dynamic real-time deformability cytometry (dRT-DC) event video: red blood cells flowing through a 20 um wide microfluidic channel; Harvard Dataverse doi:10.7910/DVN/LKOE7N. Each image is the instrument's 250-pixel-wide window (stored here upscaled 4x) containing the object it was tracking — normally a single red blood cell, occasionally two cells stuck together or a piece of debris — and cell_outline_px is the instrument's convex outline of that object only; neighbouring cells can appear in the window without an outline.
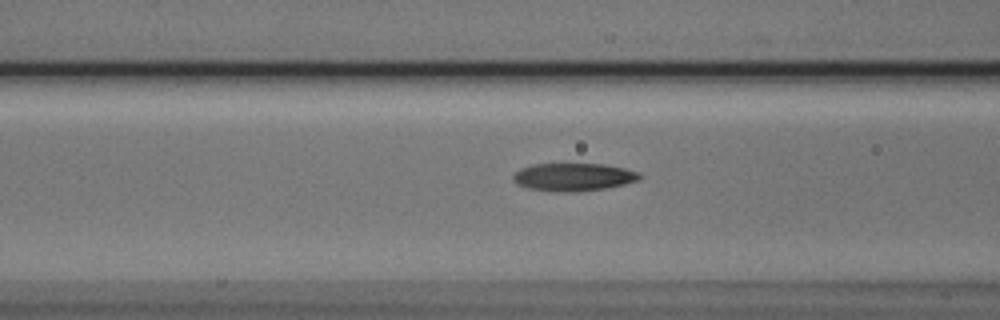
{"species": "Egyptian fruit bat (a non-hibernating species)", "species_latin": "Rousettus aegyptiacus", "temperature_condition": "cold", "stored_images_in_passage": 37, "camera_frame_rate_fps": 3000, "um_per_image_px": 0.085, "animal": {"sex": "male"}, "frame": {"image": 1, "passage_image": 6, "time_ms": 1.667, "image_size_px": [1000, 320], "cell_outline_px": [[644, 176], [640, 180], [608, 188], [576, 192], [560, 192], [528, 188], [516, 184], [512, 180], [512, 176], [520, 168], [532, 164], [604, 164], [624, 168], [640, 172]], "centroid_in_image_um": [48.77, 15.05], "position_along_channel_um": 117.8, "area_um2": 20.81}}
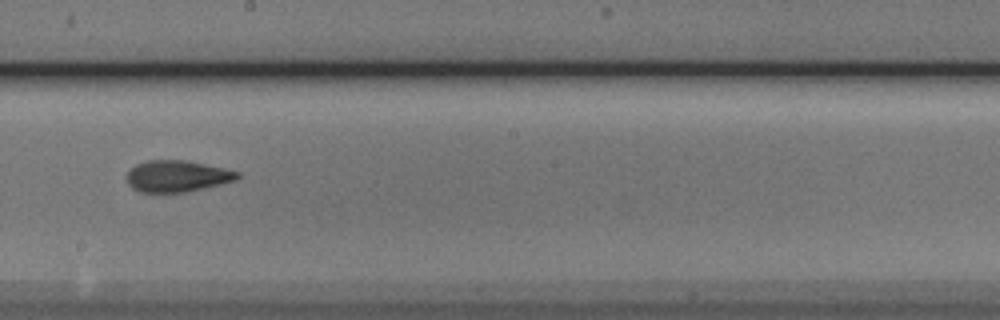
{"frame": {"image": 2, "passage_image": 15, "time_ms": 4.667, "image_size_px": [1000, 320], "cell_outline_px": [[240, 176], [236, 180], [188, 192], [140, 192], [132, 188], [128, 184], [128, 172], [136, 164], [148, 160], [184, 160], [224, 168], [240, 172]], "centroid_in_image_um": [15.06, 14.97], "position_along_channel_um": 233.1, "area_um2": 20.17}}
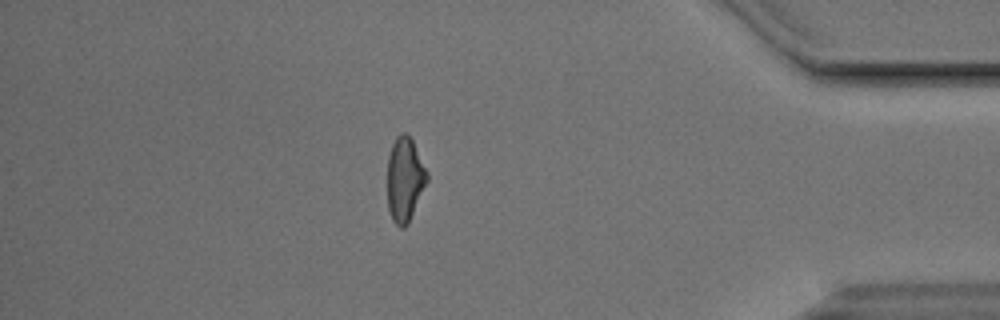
{"frame": {"image": 3, "passage_image": 31, "time_ms": 10.0, "image_size_px": [1000, 320], "cell_outline_px": [[428, 180], [408, 224], [404, 228], [400, 228], [392, 220], [388, 208], [388, 156], [392, 144], [396, 136], [400, 132], [408, 132], [428, 172]], "centroid_in_image_um": [34.41, 15.23], "position_along_channel_um": 400.8, "area_um2": 19.59}}